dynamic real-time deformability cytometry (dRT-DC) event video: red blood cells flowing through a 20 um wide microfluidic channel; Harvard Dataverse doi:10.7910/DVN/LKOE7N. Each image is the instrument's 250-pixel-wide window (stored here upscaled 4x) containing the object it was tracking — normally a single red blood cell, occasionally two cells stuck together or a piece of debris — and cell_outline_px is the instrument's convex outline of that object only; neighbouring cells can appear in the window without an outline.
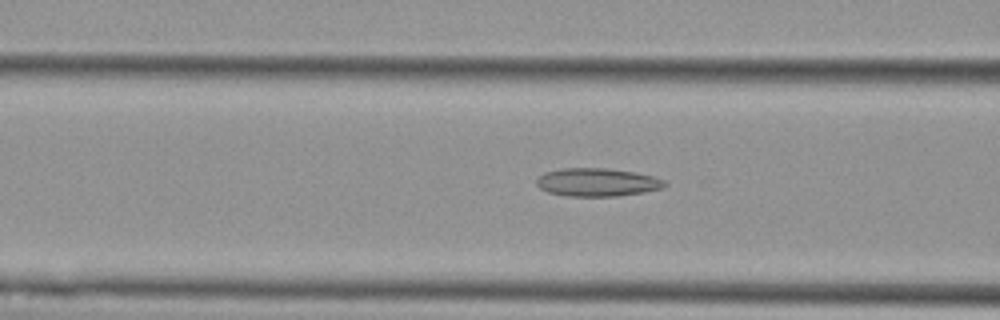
{"species": "Egyptian fruit bat (a non-hibernating species)", "species_latin": "Rousettus aegyptiacus", "temperature_condition": "cold", "stored_images_in_passage": 48, "camera_frame_rate_fps": 3000, "um_per_image_px": 0.085, "animal": {"sex": "female"}, "frame": {"image": 1, "passage_image": 15, "time_ms": 4.667, "image_size_px": [1000, 320], "cell_outline_px": [[668, 184], [664, 188], [644, 192], [616, 196], [568, 196], [548, 192], [540, 188], [536, 184], [536, 180], [544, 172], [560, 168], [608, 168], [636, 172], [652, 176], [664, 180]], "centroid_in_image_um": [50.77, 15.48], "position_along_channel_um": 115.8, "area_um2": 21.15}}
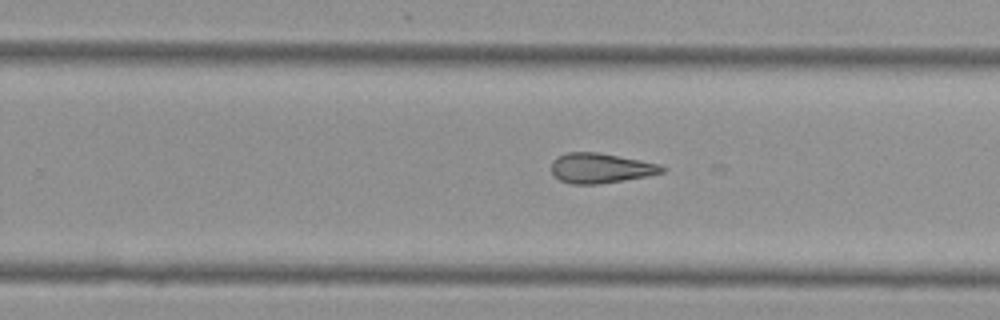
{"frame": {"image": 2, "passage_image": 28, "time_ms": 9.0, "image_size_px": [1000, 320], "cell_outline_px": [[664, 172], [648, 176], [600, 184], [572, 184], [560, 180], [552, 172], [552, 160], [556, 156], [568, 152], [596, 152], [640, 160], [660, 164], [664, 168]], "centroid_in_image_um": [51.04, 14.29], "position_along_channel_um": 278.8, "area_um2": 19.25}}
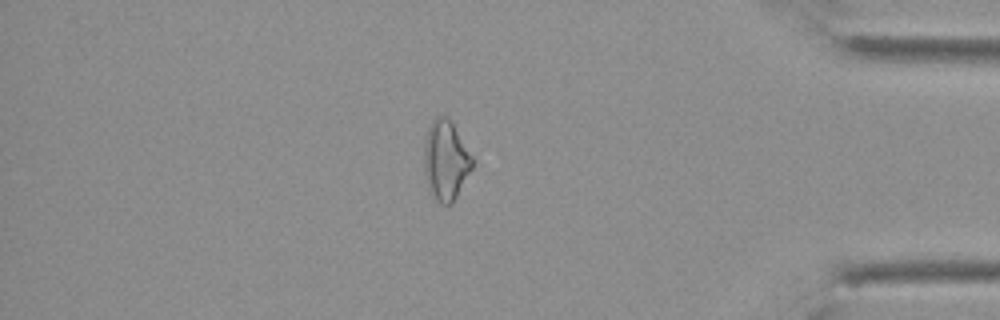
{"frame": {"image": 3, "passage_image": 40, "time_ms": 13.0, "image_size_px": [1000, 320], "cell_outline_px": [[472, 168], [452, 204], [440, 204], [436, 200], [428, 188], [424, 172], [424, 148], [428, 128], [432, 120], [436, 116], [448, 116], [472, 156]], "centroid_in_image_um": [37.87, 13.63], "position_along_channel_um": 397.3, "area_um2": 22.2}}